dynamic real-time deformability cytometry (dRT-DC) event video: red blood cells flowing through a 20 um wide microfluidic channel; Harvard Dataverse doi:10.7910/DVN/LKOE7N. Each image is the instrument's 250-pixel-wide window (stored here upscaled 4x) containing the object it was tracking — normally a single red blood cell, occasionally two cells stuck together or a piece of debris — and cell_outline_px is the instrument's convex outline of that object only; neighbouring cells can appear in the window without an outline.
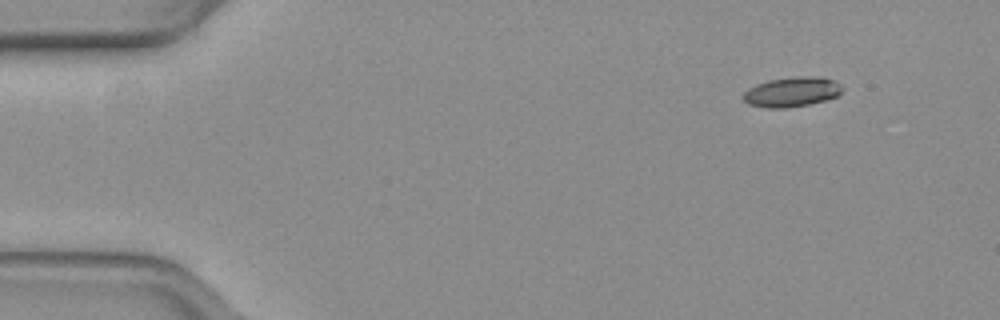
{"species": "common noctule bat (a hibernating species)", "species_latin": "Nyctalus noctula", "temperature_condition": "warm", "stored_images_in_passage": 49, "camera_frame_rate_fps": 3000, "um_per_image_px": 0.085, "animal": {"sex": "female", "body_mass_g": 19.3, "forearm_length_mm": 54.1}, "frame": {"image": 1, "passage_image": 1, "time_ms": 0.0, "image_size_px": [1000, 320], "cell_outline_px": [[844, 88], [836, 96], [824, 100], [808, 104], [784, 108], [764, 108], [748, 104], [740, 96], [748, 88], [756, 84], [768, 80], [800, 76], [812, 76], [832, 80], [840, 84]], "centroid_in_image_um": [67.24, 7.82], "position_along_channel_um": 17.8, "area_um2": 17.11}}
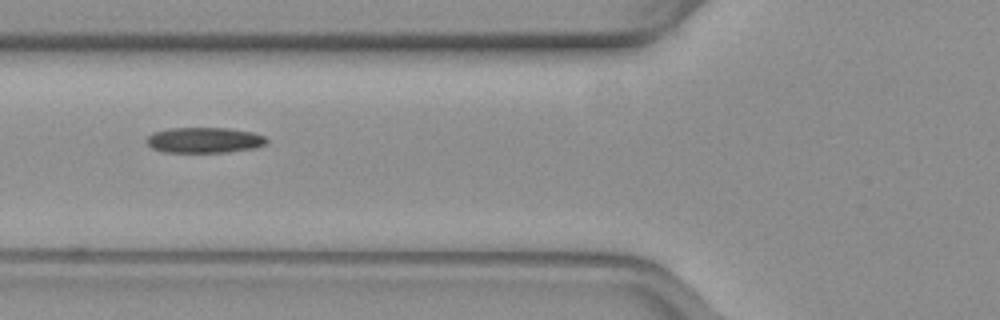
{"frame": {"image": 2, "passage_image": 16, "time_ms": 5.0, "image_size_px": [1000, 320], "cell_outline_px": [[268, 140], [264, 144], [256, 148], [224, 152], [164, 152], [152, 148], [144, 140], [152, 132], [172, 128], [228, 128], [252, 132], [264, 136]], "centroid_in_image_um": [17.34, 11.91], "position_along_channel_um": 108.5, "area_um2": 17.86}}
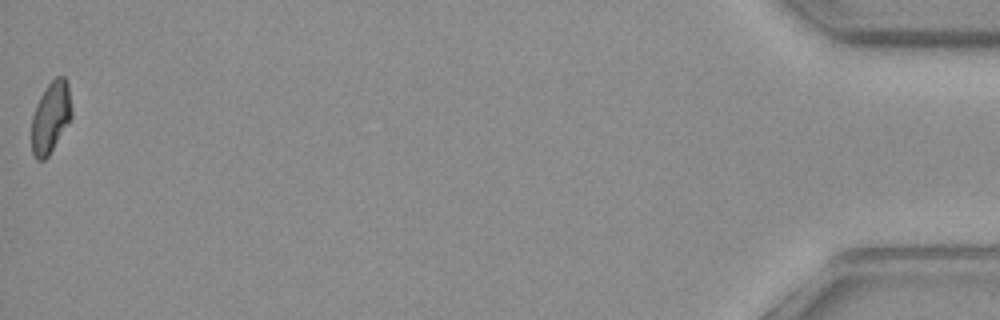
{"frame": {"image": 3, "passage_image": 49, "time_ms": 16.0, "image_size_px": [1000, 320], "cell_outline_px": [[72, 116], [48, 156], [44, 160], [36, 160], [32, 152], [32, 116], [36, 104], [40, 96], [48, 84], [56, 76], [64, 76], [68, 84], [72, 108]], "centroid_in_image_um": [4.31, 9.95], "position_along_channel_um": 430.9, "area_um2": 16.53}, "authors_computed_cell_mechanics": {"area_um2": 17.3978, "velocity_mm_per_s": 3.8683, "shape_relaxation_time_tau1_ms": null, "shape_relaxation_time_tau2_ms": 3.7246, "deformation_change_tau1": null, "deformation_change_tau2": 0.1043}}